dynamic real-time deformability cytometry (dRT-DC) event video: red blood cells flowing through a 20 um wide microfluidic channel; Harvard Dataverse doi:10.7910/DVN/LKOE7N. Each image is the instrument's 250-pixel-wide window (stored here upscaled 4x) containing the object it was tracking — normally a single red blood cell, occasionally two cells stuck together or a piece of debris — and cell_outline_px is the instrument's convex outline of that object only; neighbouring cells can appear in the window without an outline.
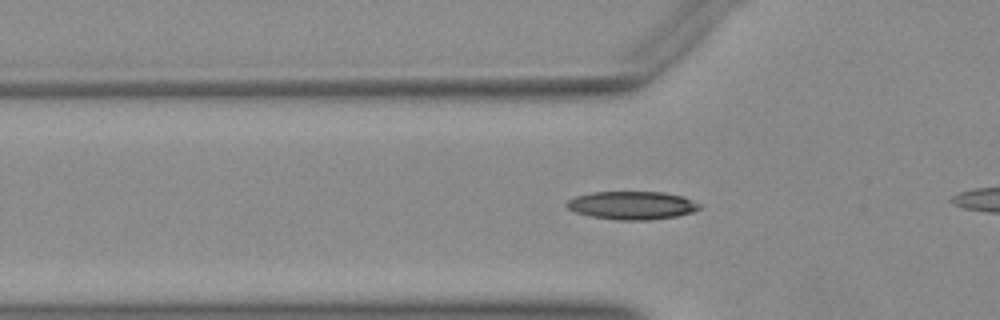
{"species": "Egyptian fruit bat (a non-hibernating species)", "species_latin": "Rousettus aegyptiacus", "temperature_condition": "warm", "stored_images_in_passage": 38, "camera_frame_rate_fps": 3000, "um_per_image_px": 0.085, "animal": {"sex": "female"}, "frame": {"image": 1, "passage_image": 13, "time_ms": 4.0, "image_size_px": [1000, 320], "cell_outline_px": [[700, 208], [692, 212], [676, 216], [648, 220], [616, 220], [592, 216], [576, 212], [568, 208], [564, 204], [568, 200], [576, 196], [592, 192], [664, 192], [684, 196], [700, 204]], "centroid_in_image_um": [53.72, 17.45], "position_along_channel_um": 72.1, "area_um2": 21.73}}
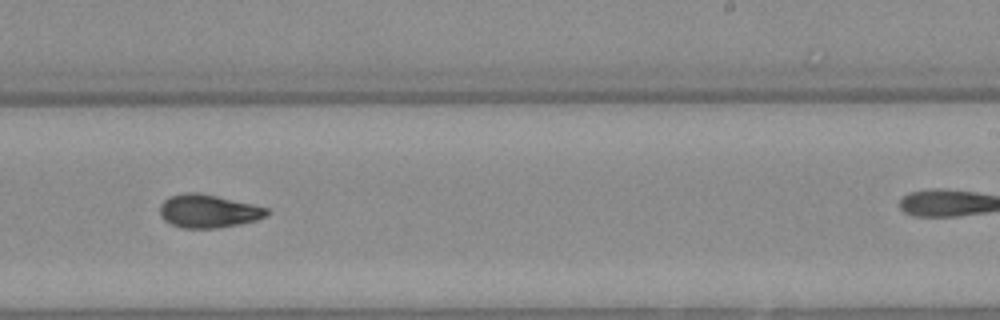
{"frame": {"image": 2, "passage_image": 28, "time_ms": 9.0, "image_size_px": [1000, 320], "cell_outline_px": [[272, 212], [268, 216], [256, 220], [240, 224], [216, 228], [184, 228], [172, 224], [164, 220], [160, 216], [160, 204], [164, 200], [172, 196], [184, 192], [196, 192], [216, 196], [252, 204], [268, 208]], "centroid_in_image_um": [17.73, 17.95], "position_along_channel_um": 271.3, "area_um2": 20.69}}
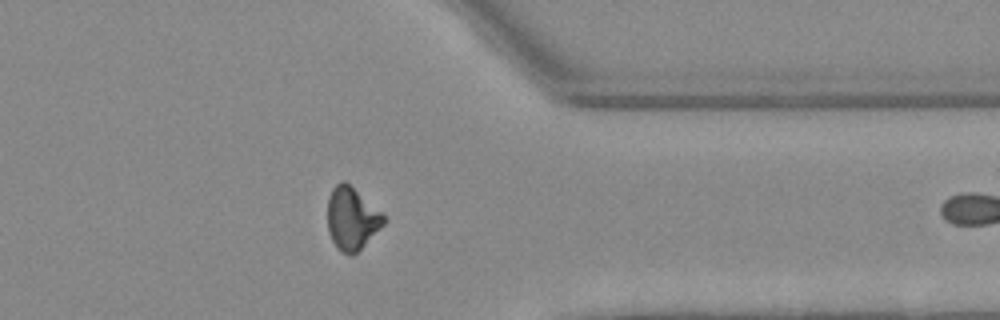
{"frame": {"image": 3, "passage_image": 37, "time_ms": 12.0, "image_size_px": [1000, 320], "cell_outline_px": [[384, 224], [352, 256], [348, 256], [340, 252], [336, 248], [328, 232], [328, 196], [332, 188], [340, 180], [344, 180], [380, 212], [384, 216]], "centroid_in_image_um": [29.85, 18.59], "position_along_channel_um": 381.6, "area_um2": 20.11}}